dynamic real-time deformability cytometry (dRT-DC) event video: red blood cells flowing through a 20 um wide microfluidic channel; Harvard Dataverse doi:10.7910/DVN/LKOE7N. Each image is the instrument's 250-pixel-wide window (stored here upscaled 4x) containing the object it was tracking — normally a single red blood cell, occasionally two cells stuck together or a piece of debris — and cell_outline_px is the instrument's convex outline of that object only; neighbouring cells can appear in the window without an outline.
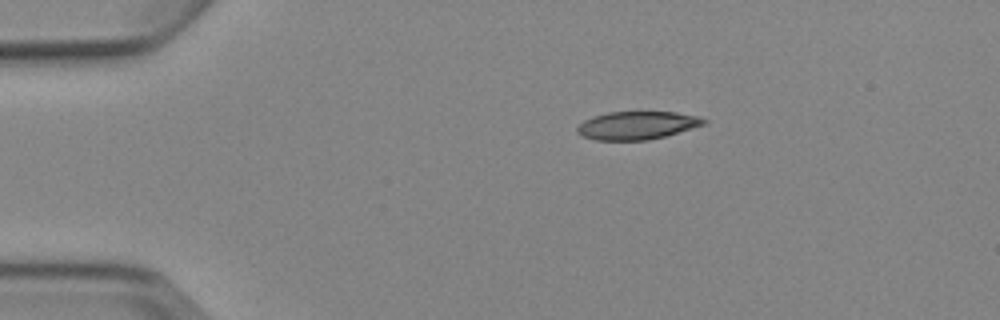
{"species": "Egyptian fruit bat (a non-hibernating species)", "species_latin": "Rousettus aegyptiacus", "temperature_condition": "cold", "stored_images_in_passage": 6, "camera_frame_rate_fps": 3000, "um_per_image_px": 0.085, "animal": {"sex": "female"}, "frame": {"image": 1, "passage_image": 1, "time_ms": 0.0, "image_size_px": [1000, 320], "cell_outline_px": [[708, 120], [704, 124], [664, 136], [648, 140], [596, 140], [584, 136], [576, 132], [576, 128], [584, 120], [592, 116], [608, 112], [676, 112], [700, 116]], "centroid_in_image_um": [54.13, 10.65], "position_along_channel_um": 30.9, "area_um2": 20.58}}
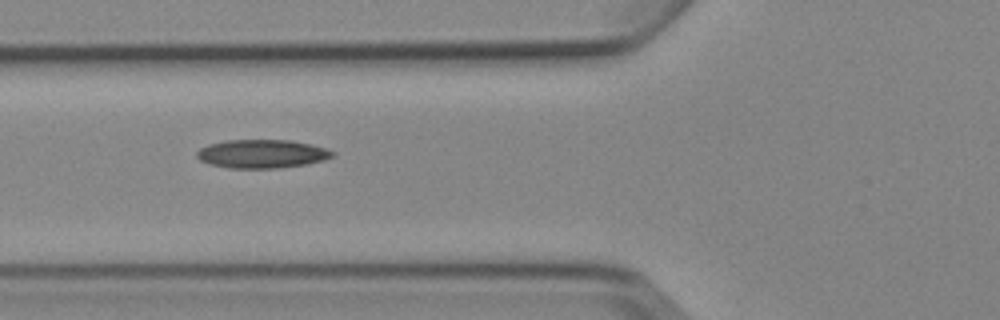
{"frame": {"image": 2, "passage_image": 4, "time_ms": 3.333, "image_size_px": [1000, 320], "cell_outline_px": [[336, 156], [324, 160], [304, 164], [276, 168], [228, 168], [212, 164], [200, 160], [196, 156], [196, 152], [200, 148], [208, 144], [228, 140], [292, 140], [312, 144], [328, 148], [336, 152]], "centroid_in_image_um": [22.31, 13.06], "position_along_channel_um": 103.5, "area_um2": 22.66}}
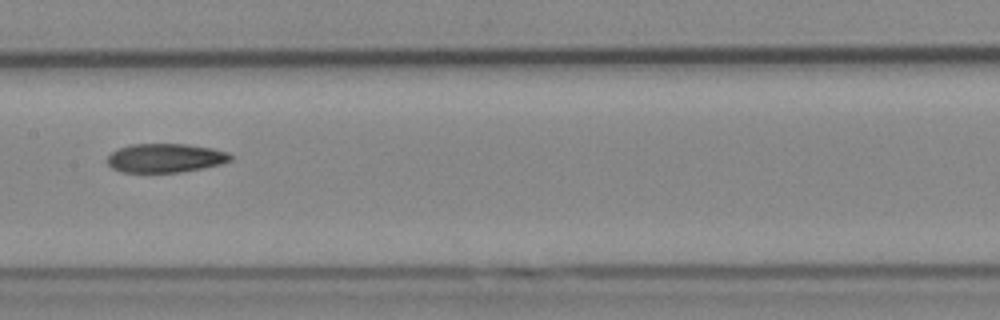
{"frame": {"image": 3, "passage_image": 6, "time_ms": 5.667, "image_size_px": [1000, 320], "cell_outline_px": [[232, 160], [220, 164], [180, 172], [120, 172], [112, 168], [108, 164], [108, 156], [112, 152], [120, 148], [132, 144], [188, 144], [212, 148], [228, 152], [232, 156]], "centroid_in_image_um": [14.06, 13.43], "position_along_channel_um": 193.3, "area_um2": 20.63}}